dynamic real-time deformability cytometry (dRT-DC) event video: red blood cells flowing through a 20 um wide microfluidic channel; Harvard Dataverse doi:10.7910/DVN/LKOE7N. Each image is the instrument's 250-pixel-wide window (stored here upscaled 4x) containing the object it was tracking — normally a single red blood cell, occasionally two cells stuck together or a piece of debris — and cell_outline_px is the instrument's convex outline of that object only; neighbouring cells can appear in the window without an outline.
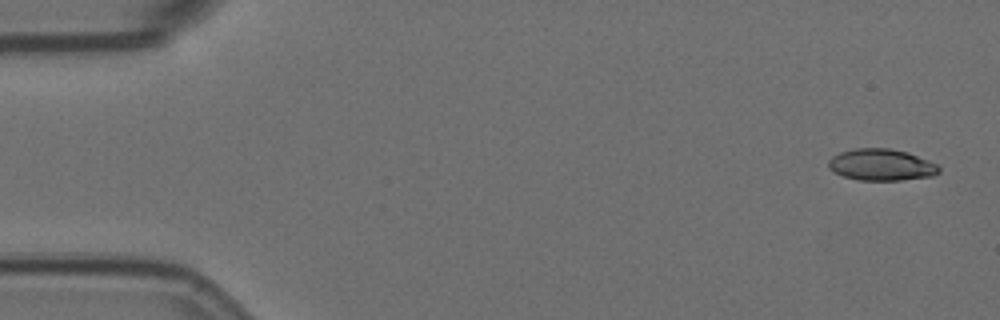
{"species": "Egyptian fruit bat (a non-hibernating species)", "species_latin": "Rousettus aegyptiacus", "temperature_condition": "room temperature", "stored_images_in_passage": 5, "camera_frame_rate_fps": 3000, "um_per_image_px": 0.085, "animal": {"sex": "female"}, "frame": {"image": 1, "passage_image": 1, "time_ms": 0.0, "image_size_px": [1000, 320], "cell_outline_px": [[940, 172], [932, 176], [900, 180], [860, 180], [844, 176], [832, 172], [828, 168], [828, 160], [832, 156], [840, 152], [856, 148], [888, 148], [908, 152], [928, 160], [936, 164], [940, 168]], "centroid_in_image_um": [74.89, 14.0], "position_along_channel_um": 10.1, "area_um2": 20.4}}
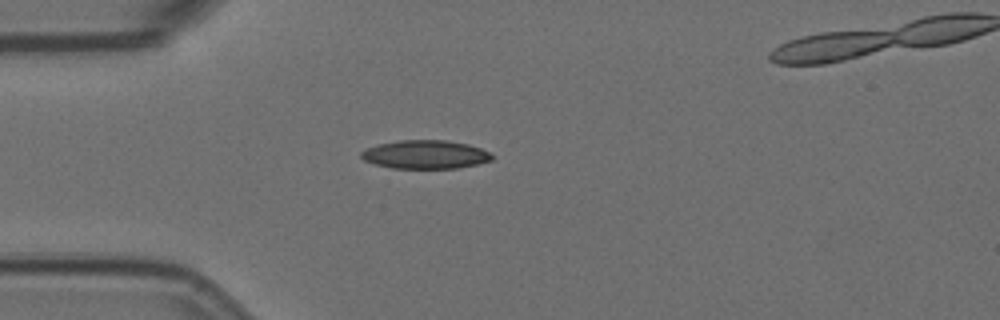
{"frame": {"image": 2, "passage_image": 5, "time_ms": 1.333, "image_size_px": [1000, 320], "cell_outline_px": [[492, 160], [476, 164], [456, 168], [392, 168], [376, 164], [364, 160], [360, 156], [360, 152], [376, 144], [400, 140], [448, 140], [468, 144], [480, 148], [488, 152], [492, 156]], "centroid_in_image_um": [36.13, 13.12], "position_along_channel_um": 48.9, "area_um2": 21.62}}